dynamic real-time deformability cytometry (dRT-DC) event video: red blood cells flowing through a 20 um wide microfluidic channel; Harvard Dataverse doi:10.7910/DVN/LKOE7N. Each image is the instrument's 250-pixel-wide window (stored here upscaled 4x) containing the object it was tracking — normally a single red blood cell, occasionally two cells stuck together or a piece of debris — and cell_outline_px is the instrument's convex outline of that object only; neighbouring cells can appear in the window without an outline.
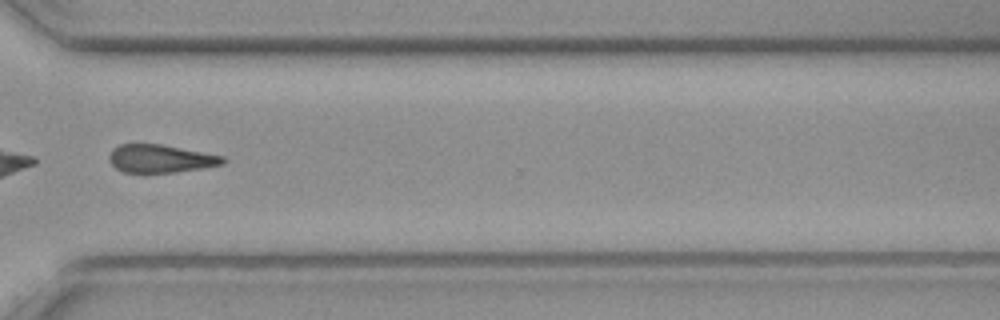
{"species": "common noctule bat (a hibernating species)", "species_latin": "Nyctalus noctula", "temperature_condition": "cold", "stored_images_in_passage": 46, "camera_frame_rate_fps": 3000, "um_per_image_px": 0.085, "animal": {"sex": "female", "body_mass_g": 19.3, "forearm_length_mm": 54.1}, "frame": {"image": 1, "passage_image": 33, "time_ms": 10.667, "image_size_px": [1000, 320], "cell_outline_px": [[228, 160], [224, 164], [176, 172], [144, 176], [124, 172], [116, 168], [108, 160], [108, 156], [112, 148], [120, 144], [160, 144], [224, 156]], "centroid_in_image_um": [13.59, 13.53], "position_along_channel_um": 357.0, "area_um2": 19.25}, "authors_computed_cell_mechanics": {"area_um2": 20.0855, "velocity_mm_per_s": 3.5797, "shape_relaxation_time_tau1_ms": 9.8867, "shape_relaxation_time_tau2_ms": null, "deformation_change_tau1": 0.1534, "deformation_change_tau2": null}}